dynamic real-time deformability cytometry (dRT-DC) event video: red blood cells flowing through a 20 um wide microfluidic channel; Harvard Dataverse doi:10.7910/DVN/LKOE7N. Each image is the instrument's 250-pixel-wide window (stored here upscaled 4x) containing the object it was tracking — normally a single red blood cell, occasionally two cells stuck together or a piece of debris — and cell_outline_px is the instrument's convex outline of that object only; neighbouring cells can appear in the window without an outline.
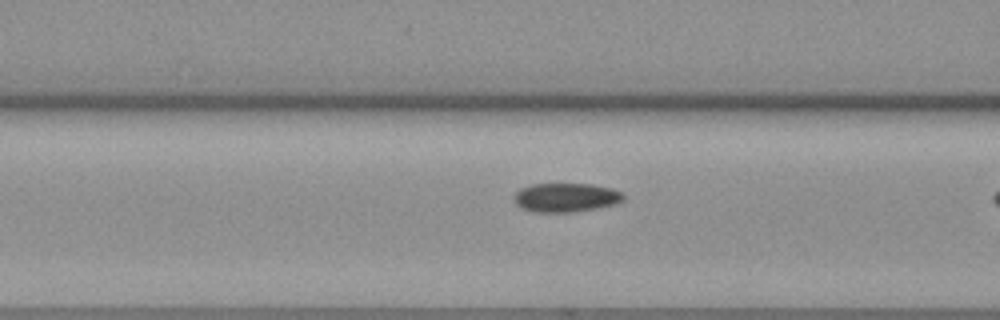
{"species": "common noctule bat (a hibernating species)", "species_latin": "Nyctalus noctula", "temperature_condition": "warm", "stored_images_in_passage": 7, "camera_frame_rate_fps": 3000, "um_per_image_px": 0.085, "animal": {"sex": "female", "body_mass_g": 19.3, "forearm_length_mm": 54.1}, "frame": {"image": 1, "passage_image": 5, "time_ms": 1.333, "image_size_px": [1000, 320], "cell_outline_px": [[624, 200], [616, 204], [576, 212], [536, 212], [520, 208], [516, 204], [512, 196], [520, 188], [532, 184], [592, 184], [612, 188], [624, 192]], "centroid_in_image_um": [48.11, 16.79], "position_along_channel_um": 118.5, "area_um2": 18.73}}